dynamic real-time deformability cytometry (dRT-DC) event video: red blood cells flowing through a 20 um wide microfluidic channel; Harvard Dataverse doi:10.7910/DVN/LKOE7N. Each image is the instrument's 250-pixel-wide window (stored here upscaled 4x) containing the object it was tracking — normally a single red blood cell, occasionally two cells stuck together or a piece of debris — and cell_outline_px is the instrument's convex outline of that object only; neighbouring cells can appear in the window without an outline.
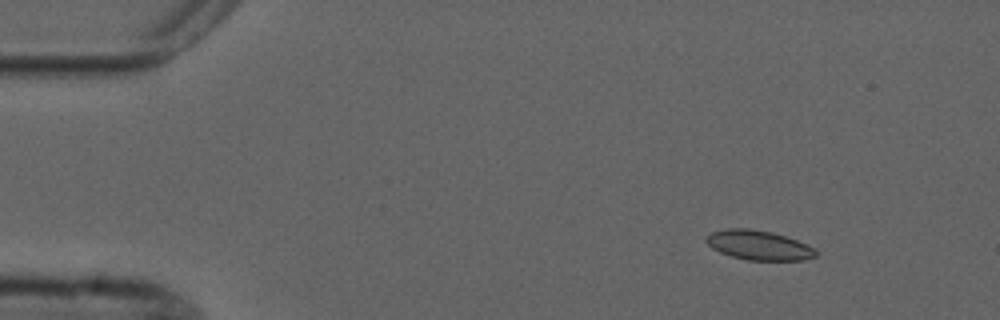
{"species": "common noctule bat (a hibernating species)", "species_latin": "Nyctalus noctula", "temperature_condition": "cold", "stored_images_in_passage": 5, "camera_frame_rate_fps": 3000, "um_per_image_px": 0.085, "animal": {"sex": "male", "forearm_length_mm": 52.5}, "frame": {"image": 1, "passage_image": 2, "time_ms": 1.0, "image_size_px": [1000, 320], "cell_outline_px": [[820, 252], [816, 256], [804, 260], [748, 260], [732, 256], [720, 252], [712, 248], [704, 240], [712, 232], [728, 228], [748, 228], [772, 232], [796, 240]], "centroid_in_image_um": [64.48, 20.84], "position_along_channel_um": 20.5, "area_um2": 18.67}}
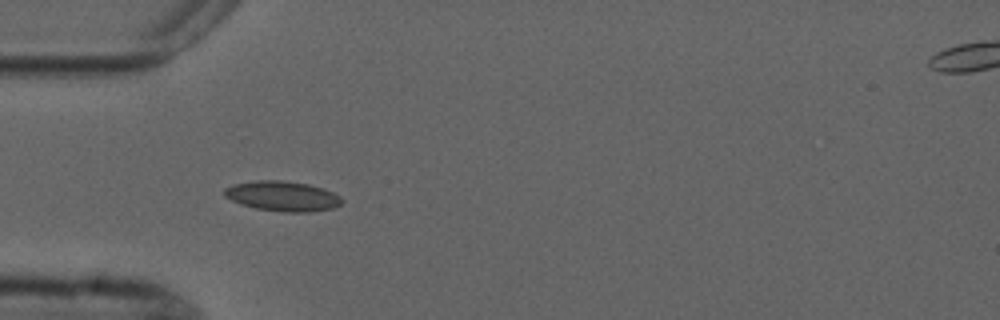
{"frame": {"image": 2, "passage_image": 4, "time_ms": 4.333, "image_size_px": [1000, 320], "cell_outline_px": [[344, 200], [340, 204], [332, 208], [308, 212], [284, 212], [256, 208], [240, 204], [224, 196], [224, 188], [232, 184], [256, 180], [280, 180], [308, 184], [324, 188], [340, 196]], "centroid_in_image_um": [24.0, 16.66], "position_along_channel_um": 61.0, "area_um2": 20.58}}
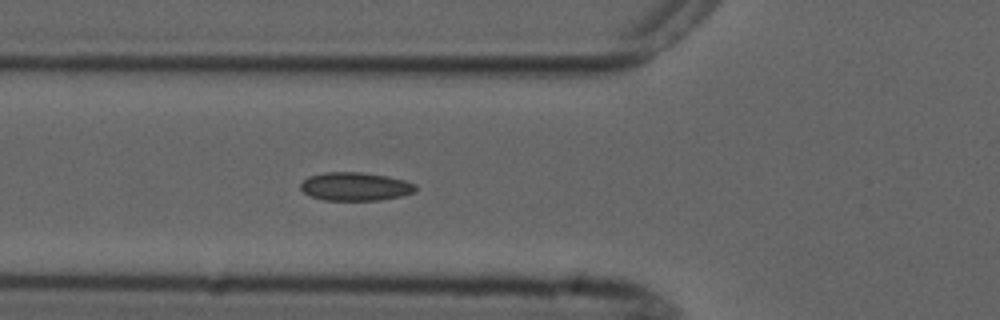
{"frame": {"image": 3, "passage_image": 5, "time_ms": 5.333, "image_size_px": [1000, 320], "cell_outline_px": [[416, 192], [404, 196], [380, 200], [324, 200], [312, 196], [304, 192], [300, 188], [300, 184], [308, 176], [324, 172], [360, 172], [388, 176], [404, 180], [416, 184]], "centroid_in_image_um": [30.23, 15.85], "position_along_channel_um": 95.6, "area_um2": 19.13}}